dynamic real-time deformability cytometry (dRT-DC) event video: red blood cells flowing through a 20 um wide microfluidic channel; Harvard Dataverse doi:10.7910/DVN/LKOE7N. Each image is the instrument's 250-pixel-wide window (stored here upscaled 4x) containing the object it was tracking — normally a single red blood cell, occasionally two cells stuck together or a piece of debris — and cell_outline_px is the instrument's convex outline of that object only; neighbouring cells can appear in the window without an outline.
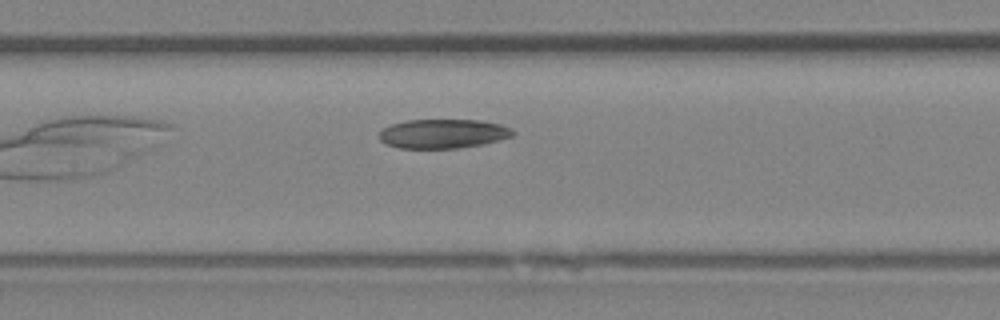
{"species": "Egyptian fruit bat (a non-hibernating species)", "species_latin": "Rousettus aegyptiacus", "temperature_condition": "room temperature", "stored_images_in_passage": 20, "camera_frame_rate_fps": 3000, "um_per_image_px": 0.085, "animal": {"sex": "female"}, "frame": {"image": 1, "passage_image": 9, "time_ms": 2.667, "image_size_px": [1000, 320], "cell_outline_px": [[516, 132], [512, 136], [484, 144], [460, 148], [400, 148], [388, 144], [380, 140], [380, 132], [384, 128], [392, 124], [408, 120], [480, 120], [500, 124], [512, 128]], "centroid_in_image_um": [37.7, 11.36], "position_along_channel_um": 169.7, "area_um2": 22.66}}